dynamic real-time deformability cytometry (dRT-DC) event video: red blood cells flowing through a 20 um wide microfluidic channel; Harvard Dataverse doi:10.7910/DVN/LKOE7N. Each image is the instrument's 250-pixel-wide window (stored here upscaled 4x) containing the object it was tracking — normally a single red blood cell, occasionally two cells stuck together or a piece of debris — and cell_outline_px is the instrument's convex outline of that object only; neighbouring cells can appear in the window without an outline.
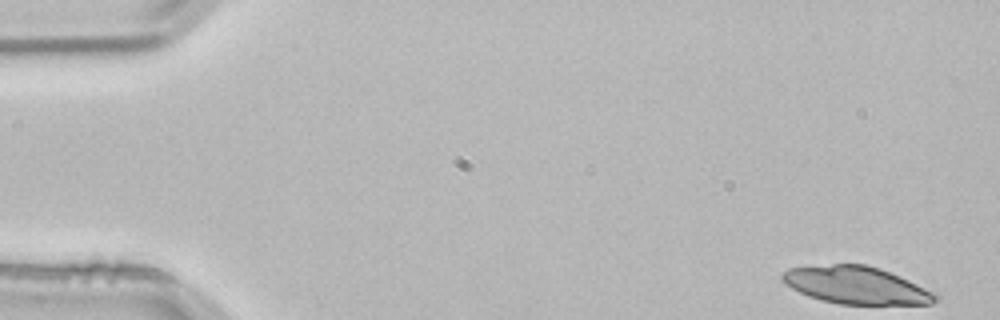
{"species": "common noctule bat (a hibernating species)", "species_latin": "Nyctalus noctula", "temperature_condition": "room temperature", "stored_images_in_passage": 3, "camera_frame_rate_fps": 3000, "um_per_image_px": 0.085, "animal": {"sex": "male", "body_mass_g": 21.5, "forearm_length_mm": 52.0}, "frame": {"image": 1, "passage_image": 1, "time_ms": 0.0, "image_size_px": [1000, 320], "cell_outline_px": [[940, 296], [932, 304], [840, 304], [820, 300], [808, 296], [784, 284], [780, 280], [780, 276], [788, 268], [832, 264], [864, 264], [880, 268], [900, 276]], "centroid_in_image_um": [72.73, 24.24], "position_along_channel_um": 12.3, "area_um2": 33.29}}